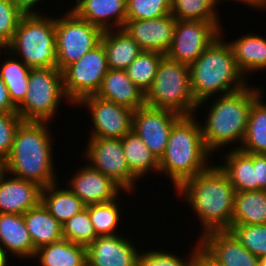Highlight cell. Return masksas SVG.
<instances>
[{
  "label": "cell",
  "instance_id": "cell-1",
  "mask_svg": "<svg viewBox=\"0 0 266 266\" xmlns=\"http://www.w3.org/2000/svg\"><path fill=\"white\" fill-rule=\"evenodd\" d=\"M199 218L201 234L229 230L232 225L235 188L218 165H211L195 177L184 180L175 190Z\"/></svg>",
  "mask_w": 266,
  "mask_h": 266
},
{
  "label": "cell",
  "instance_id": "cell-2",
  "mask_svg": "<svg viewBox=\"0 0 266 266\" xmlns=\"http://www.w3.org/2000/svg\"><path fill=\"white\" fill-rule=\"evenodd\" d=\"M49 122L22 121L18 126L11 151L3 162L8 175L45 188L59 182L53 158V140Z\"/></svg>",
  "mask_w": 266,
  "mask_h": 266
},
{
  "label": "cell",
  "instance_id": "cell-3",
  "mask_svg": "<svg viewBox=\"0 0 266 266\" xmlns=\"http://www.w3.org/2000/svg\"><path fill=\"white\" fill-rule=\"evenodd\" d=\"M222 32L224 31L189 65L190 88L198 103L196 112L214 96L236 92L250 82L238 68L233 50L228 41L224 40Z\"/></svg>",
  "mask_w": 266,
  "mask_h": 266
},
{
  "label": "cell",
  "instance_id": "cell-4",
  "mask_svg": "<svg viewBox=\"0 0 266 266\" xmlns=\"http://www.w3.org/2000/svg\"><path fill=\"white\" fill-rule=\"evenodd\" d=\"M264 92L262 87L246 86L233 93L214 96L200 123L207 149L213 154L225 147L239 149L244 139L253 101ZM239 143L232 148V144ZM230 144V145H229Z\"/></svg>",
  "mask_w": 266,
  "mask_h": 266
},
{
  "label": "cell",
  "instance_id": "cell-5",
  "mask_svg": "<svg viewBox=\"0 0 266 266\" xmlns=\"http://www.w3.org/2000/svg\"><path fill=\"white\" fill-rule=\"evenodd\" d=\"M196 116H182L172 126L164 154L159 159V174L167 175L175 189L213 164L210 157L214 155L205 145Z\"/></svg>",
  "mask_w": 266,
  "mask_h": 266
},
{
  "label": "cell",
  "instance_id": "cell-6",
  "mask_svg": "<svg viewBox=\"0 0 266 266\" xmlns=\"http://www.w3.org/2000/svg\"><path fill=\"white\" fill-rule=\"evenodd\" d=\"M7 50L30 68L56 67L55 17L24 14Z\"/></svg>",
  "mask_w": 266,
  "mask_h": 266
},
{
  "label": "cell",
  "instance_id": "cell-7",
  "mask_svg": "<svg viewBox=\"0 0 266 266\" xmlns=\"http://www.w3.org/2000/svg\"><path fill=\"white\" fill-rule=\"evenodd\" d=\"M145 103L149 107L168 109L181 116L195 115L198 103L190 88L189 65L164 55L155 80L145 94Z\"/></svg>",
  "mask_w": 266,
  "mask_h": 266
},
{
  "label": "cell",
  "instance_id": "cell-8",
  "mask_svg": "<svg viewBox=\"0 0 266 266\" xmlns=\"http://www.w3.org/2000/svg\"><path fill=\"white\" fill-rule=\"evenodd\" d=\"M62 99L73 106L63 90L62 71L56 67L31 68L27 93L17 113L23 121L50 123Z\"/></svg>",
  "mask_w": 266,
  "mask_h": 266
},
{
  "label": "cell",
  "instance_id": "cell-9",
  "mask_svg": "<svg viewBox=\"0 0 266 266\" xmlns=\"http://www.w3.org/2000/svg\"><path fill=\"white\" fill-rule=\"evenodd\" d=\"M102 30L79 18L71 9L55 16L56 68L62 71L100 43Z\"/></svg>",
  "mask_w": 266,
  "mask_h": 266
},
{
  "label": "cell",
  "instance_id": "cell-10",
  "mask_svg": "<svg viewBox=\"0 0 266 266\" xmlns=\"http://www.w3.org/2000/svg\"><path fill=\"white\" fill-rule=\"evenodd\" d=\"M108 70L106 53L100 42L62 70L63 90L68 101L74 106L82 98L95 95Z\"/></svg>",
  "mask_w": 266,
  "mask_h": 266
},
{
  "label": "cell",
  "instance_id": "cell-11",
  "mask_svg": "<svg viewBox=\"0 0 266 266\" xmlns=\"http://www.w3.org/2000/svg\"><path fill=\"white\" fill-rule=\"evenodd\" d=\"M86 147L82 154L91 168L110 178L123 193H136L140 180L129 170L121 139L89 137Z\"/></svg>",
  "mask_w": 266,
  "mask_h": 266
},
{
  "label": "cell",
  "instance_id": "cell-12",
  "mask_svg": "<svg viewBox=\"0 0 266 266\" xmlns=\"http://www.w3.org/2000/svg\"><path fill=\"white\" fill-rule=\"evenodd\" d=\"M222 21L176 20L169 59L190 65L221 35Z\"/></svg>",
  "mask_w": 266,
  "mask_h": 266
},
{
  "label": "cell",
  "instance_id": "cell-13",
  "mask_svg": "<svg viewBox=\"0 0 266 266\" xmlns=\"http://www.w3.org/2000/svg\"><path fill=\"white\" fill-rule=\"evenodd\" d=\"M82 105L89 110L93 124L89 137L122 139L132 130L134 111L130 108L95 95L86 96L75 104L77 108Z\"/></svg>",
  "mask_w": 266,
  "mask_h": 266
},
{
  "label": "cell",
  "instance_id": "cell-14",
  "mask_svg": "<svg viewBox=\"0 0 266 266\" xmlns=\"http://www.w3.org/2000/svg\"><path fill=\"white\" fill-rule=\"evenodd\" d=\"M181 117L168 109L144 105L133 112L132 131L159 160L164 154L172 126Z\"/></svg>",
  "mask_w": 266,
  "mask_h": 266
},
{
  "label": "cell",
  "instance_id": "cell-15",
  "mask_svg": "<svg viewBox=\"0 0 266 266\" xmlns=\"http://www.w3.org/2000/svg\"><path fill=\"white\" fill-rule=\"evenodd\" d=\"M200 249L218 266H258L259 258L250 253L230 230H213L197 238Z\"/></svg>",
  "mask_w": 266,
  "mask_h": 266
},
{
  "label": "cell",
  "instance_id": "cell-16",
  "mask_svg": "<svg viewBox=\"0 0 266 266\" xmlns=\"http://www.w3.org/2000/svg\"><path fill=\"white\" fill-rule=\"evenodd\" d=\"M68 180V189L75 194L82 203L103 204L111 202L120 196L123 190L110 178L88 164L76 170Z\"/></svg>",
  "mask_w": 266,
  "mask_h": 266
},
{
  "label": "cell",
  "instance_id": "cell-17",
  "mask_svg": "<svg viewBox=\"0 0 266 266\" xmlns=\"http://www.w3.org/2000/svg\"><path fill=\"white\" fill-rule=\"evenodd\" d=\"M125 237L119 234L95 238L87 246V266H138L140 249Z\"/></svg>",
  "mask_w": 266,
  "mask_h": 266
},
{
  "label": "cell",
  "instance_id": "cell-18",
  "mask_svg": "<svg viewBox=\"0 0 266 266\" xmlns=\"http://www.w3.org/2000/svg\"><path fill=\"white\" fill-rule=\"evenodd\" d=\"M175 25L176 19L169 14L155 19L126 20L123 29L142 50L165 55L171 47Z\"/></svg>",
  "mask_w": 266,
  "mask_h": 266
},
{
  "label": "cell",
  "instance_id": "cell-19",
  "mask_svg": "<svg viewBox=\"0 0 266 266\" xmlns=\"http://www.w3.org/2000/svg\"><path fill=\"white\" fill-rule=\"evenodd\" d=\"M7 174L0 173V213L25 214L41 202L42 187Z\"/></svg>",
  "mask_w": 266,
  "mask_h": 266
},
{
  "label": "cell",
  "instance_id": "cell-20",
  "mask_svg": "<svg viewBox=\"0 0 266 266\" xmlns=\"http://www.w3.org/2000/svg\"><path fill=\"white\" fill-rule=\"evenodd\" d=\"M74 4L70 8L79 18L102 31L123 29L126 23V0H76Z\"/></svg>",
  "mask_w": 266,
  "mask_h": 266
},
{
  "label": "cell",
  "instance_id": "cell-21",
  "mask_svg": "<svg viewBox=\"0 0 266 266\" xmlns=\"http://www.w3.org/2000/svg\"><path fill=\"white\" fill-rule=\"evenodd\" d=\"M95 96L133 111L146 105L145 93L131 81L125 70L109 69Z\"/></svg>",
  "mask_w": 266,
  "mask_h": 266
},
{
  "label": "cell",
  "instance_id": "cell-22",
  "mask_svg": "<svg viewBox=\"0 0 266 266\" xmlns=\"http://www.w3.org/2000/svg\"><path fill=\"white\" fill-rule=\"evenodd\" d=\"M0 248L7 256L11 254L18 259H34L36 249L23 214L0 213Z\"/></svg>",
  "mask_w": 266,
  "mask_h": 266
},
{
  "label": "cell",
  "instance_id": "cell-23",
  "mask_svg": "<svg viewBox=\"0 0 266 266\" xmlns=\"http://www.w3.org/2000/svg\"><path fill=\"white\" fill-rule=\"evenodd\" d=\"M233 50L236 64L242 74L249 79V74L266 70V38L250 32L228 42Z\"/></svg>",
  "mask_w": 266,
  "mask_h": 266
},
{
  "label": "cell",
  "instance_id": "cell-24",
  "mask_svg": "<svg viewBox=\"0 0 266 266\" xmlns=\"http://www.w3.org/2000/svg\"><path fill=\"white\" fill-rule=\"evenodd\" d=\"M227 150L228 152L222 156L225 158L224 161L218 166L226 174L235 191H258L254 154L245 153L240 149Z\"/></svg>",
  "mask_w": 266,
  "mask_h": 266
},
{
  "label": "cell",
  "instance_id": "cell-25",
  "mask_svg": "<svg viewBox=\"0 0 266 266\" xmlns=\"http://www.w3.org/2000/svg\"><path fill=\"white\" fill-rule=\"evenodd\" d=\"M109 69L126 70L143 51L124 29L106 30L100 39Z\"/></svg>",
  "mask_w": 266,
  "mask_h": 266
},
{
  "label": "cell",
  "instance_id": "cell-26",
  "mask_svg": "<svg viewBox=\"0 0 266 266\" xmlns=\"http://www.w3.org/2000/svg\"><path fill=\"white\" fill-rule=\"evenodd\" d=\"M23 217L36 250L63 239L62 225L49 213L42 202L29 209Z\"/></svg>",
  "mask_w": 266,
  "mask_h": 266
},
{
  "label": "cell",
  "instance_id": "cell-27",
  "mask_svg": "<svg viewBox=\"0 0 266 266\" xmlns=\"http://www.w3.org/2000/svg\"><path fill=\"white\" fill-rule=\"evenodd\" d=\"M34 258L40 266H87V247L61 239L38 248Z\"/></svg>",
  "mask_w": 266,
  "mask_h": 266
},
{
  "label": "cell",
  "instance_id": "cell-28",
  "mask_svg": "<svg viewBox=\"0 0 266 266\" xmlns=\"http://www.w3.org/2000/svg\"><path fill=\"white\" fill-rule=\"evenodd\" d=\"M121 140L129 170L139 180L149 173H159V160L135 132L131 130Z\"/></svg>",
  "mask_w": 266,
  "mask_h": 266
},
{
  "label": "cell",
  "instance_id": "cell-29",
  "mask_svg": "<svg viewBox=\"0 0 266 266\" xmlns=\"http://www.w3.org/2000/svg\"><path fill=\"white\" fill-rule=\"evenodd\" d=\"M60 187L56 182L42 188L41 202L49 213L63 225L72 216L83 210L85 205L67 187Z\"/></svg>",
  "mask_w": 266,
  "mask_h": 266
},
{
  "label": "cell",
  "instance_id": "cell-30",
  "mask_svg": "<svg viewBox=\"0 0 266 266\" xmlns=\"http://www.w3.org/2000/svg\"><path fill=\"white\" fill-rule=\"evenodd\" d=\"M262 92L252 103L240 150L245 153L266 154V102Z\"/></svg>",
  "mask_w": 266,
  "mask_h": 266
},
{
  "label": "cell",
  "instance_id": "cell-31",
  "mask_svg": "<svg viewBox=\"0 0 266 266\" xmlns=\"http://www.w3.org/2000/svg\"><path fill=\"white\" fill-rule=\"evenodd\" d=\"M232 224H266V191L236 192Z\"/></svg>",
  "mask_w": 266,
  "mask_h": 266
},
{
  "label": "cell",
  "instance_id": "cell-32",
  "mask_svg": "<svg viewBox=\"0 0 266 266\" xmlns=\"http://www.w3.org/2000/svg\"><path fill=\"white\" fill-rule=\"evenodd\" d=\"M1 51L6 53L7 58L1 62L0 77L7 87L12 103L17 107L27 93L31 68L7 49H0V53Z\"/></svg>",
  "mask_w": 266,
  "mask_h": 266
},
{
  "label": "cell",
  "instance_id": "cell-33",
  "mask_svg": "<svg viewBox=\"0 0 266 266\" xmlns=\"http://www.w3.org/2000/svg\"><path fill=\"white\" fill-rule=\"evenodd\" d=\"M221 0H172L171 15L176 20L221 21Z\"/></svg>",
  "mask_w": 266,
  "mask_h": 266
},
{
  "label": "cell",
  "instance_id": "cell-34",
  "mask_svg": "<svg viewBox=\"0 0 266 266\" xmlns=\"http://www.w3.org/2000/svg\"><path fill=\"white\" fill-rule=\"evenodd\" d=\"M118 200L121 199L118 197L108 203L85 206L88 210L97 236H112L121 234L118 233V231H120V229L118 230V226L120 225L121 220L122 205Z\"/></svg>",
  "mask_w": 266,
  "mask_h": 266
},
{
  "label": "cell",
  "instance_id": "cell-35",
  "mask_svg": "<svg viewBox=\"0 0 266 266\" xmlns=\"http://www.w3.org/2000/svg\"><path fill=\"white\" fill-rule=\"evenodd\" d=\"M163 53L143 50L125 70L131 81L145 94L155 80Z\"/></svg>",
  "mask_w": 266,
  "mask_h": 266
},
{
  "label": "cell",
  "instance_id": "cell-36",
  "mask_svg": "<svg viewBox=\"0 0 266 266\" xmlns=\"http://www.w3.org/2000/svg\"><path fill=\"white\" fill-rule=\"evenodd\" d=\"M229 230L250 253L266 257V224H232Z\"/></svg>",
  "mask_w": 266,
  "mask_h": 266
},
{
  "label": "cell",
  "instance_id": "cell-37",
  "mask_svg": "<svg viewBox=\"0 0 266 266\" xmlns=\"http://www.w3.org/2000/svg\"><path fill=\"white\" fill-rule=\"evenodd\" d=\"M62 227L63 239L86 247L98 237L86 207L67 220Z\"/></svg>",
  "mask_w": 266,
  "mask_h": 266
},
{
  "label": "cell",
  "instance_id": "cell-38",
  "mask_svg": "<svg viewBox=\"0 0 266 266\" xmlns=\"http://www.w3.org/2000/svg\"><path fill=\"white\" fill-rule=\"evenodd\" d=\"M172 0H126V20L155 19L171 14Z\"/></svg>",
  "mask_w": 266,
  "mask_h": 266
},
{
  "label": "cell",
  "instance_id": "cell-39",
  "mask_svg": "<svg viewBox=\"0 0 266 266\" xmlns=\"http://www.w3.org/2000/svg\"><path fill=\"white\" fill-rule=\"evenodd\" d=\"M195 242L189 256L185 255L188 259L173 252L160 251L159 248L156 251L146 249L147 251H141L139 254L138 266H190L194 254L200 249L199 240Z\"/></svg>",
  "mask_w": 266,
  "mask_h": 266
},
{
  "label": "cell",
  "instance_id": "cell-40",
  "mask_svg": "<svg viewBox=\"0 0 266 266\" xmlns=\"http://www.w3.org/2000/svg\"><path fill=\"white\" fill-rule=\"evenodd\" d=\"M23 15L10 0H0V49H7Z\"/></svg>",
  "mask_w": 266,
  "mask_h": 266
},
{
  "label": "cell",
  "instance_id": "cell-41",
  "mask_svg": "<svg viewBox=\"0 0 266 266\" xmlns=\"http://www.w3.org/2000/svg\"><path fill=\"white\" fill-rule=\"evenodd\" d=\"M23 120L18 113H0V160L9 155L15 132Z\"/></svg>",
  "mask_w": 266,
  "mask_h": 266
},
{
  "label": "cell",
  "instance_id": "cell-42",
  "mask_svg": "<svg viewBox=\"0 0 266 266\" xmlns=\"http://www.w3.org/2000/svg\"><path fill=\"white\" fill-rule=\"evenodd\" d=\"M254 168L258 190L266 191V154H254Z\"/></svg>",
  "mask_w": 266,
  "mask_h": 266
},
{
  "label": "cell",
  "instance_id": "cell-43",
  "mask_svg": "<svg viewBox=\"0 0 266 266\" xmlns=\"http://www.w3.org/2000/svg\"><path fill=\"white\" fill-rule=\"evenodd\" d=\"M0 113H17V107L12 103L7 87L0 77Z\"/></svg>",
  "mask_w": 266,
  "mask_h": 266
},
{
  "label": "cell",
  "instance_id": "cell-44",
  "mask_svg": "<svg viewBox=\"0 0 266 266\" xmlns=\"http://www.w3.org/2000/svg\"><path fill=\"white\" fill-rule=\"evenodd\" d=\"M23 14H40L36 9L44 0H10Z\"/></svg>",
  "mask_w": 266,
  "mask_h": 266
},
{
  "label": "cell",
  "instance_id": "cell-45",
  "mask_svg": "<svg viewBox=\"0 0 266 266\" xmlns=\"http://www.w3.org/2000/svg\"><path fill=\"white\" fill-rule=\"evenodd\" d=\"M190 266H218L209 256L199 249L193 256Z\"/></svg>",
  "mask_w": 266,
  "mask_h": 266
},
{
  "label": "cell",
  "instance_id": "cell-46",
  "mask_svg": "<svg viewBox=\"0 0 266 266\" xmlns=\"http://www.w3.org/2000/svg\"><path fill=\"white\" fill-rule=\"evenodd\" d=\"M225 0H221L223 2ZM226 1H238L239 3H242L243 5H248L250 8H253L260 0H226Z\"/></svg>",
  "mask_w": 266,
  "mask_h": 266
},
{
  "label": "cell",
  "instance_id": "cell-47",
  "mask_svg": "<svg viewBox=\"0 0 266 266\" xmlns=\"http://www.w3.org/2000/svg\"><path fill=\"white\" fill-rule=\"evenodd\" d=\"M7 254L0 248V266H10Z\"/></svg>",
  "mask_w": 266,
  "mask_h": 266
},
{
  "label": "cell",
  "instance_id": "cell-48",
  "mask_svg": "<svg viewBox=\"0 0 266 266\" xmlns=\"http://www.w3.org/2000/svg\"><path fill=\"white\" fill-rule=\"evenodd\" d=\"M259 8V9H258ZM253 9H258L259 10H266V0H260L254 7Z\"/></svg>",
  "mask_w": 266,
  "mask_h": 266
},
{
  "label": "cell",
  "instance_id": "cell-49",
  "mask_svg": "<svg viewBox=\"0 0 266 266\" xmlns=\"http://www.w3.org/2000/svg\"><path fill=\"white\" fill-rule=\"evenodd\" d=\"M258 266H266V257L259 258V264Z\"/></svg>",
  "mask_w": 266,
  "mask_h": 266
},
{
  "label": "cell",
  "instance_id": "cell-50",
  "mask_svg": "<svg viewBox=\"0 0 266 266\" xmlns=\"http://www.w3.org/2000/svg\"><path fill=\"white\" fill-rule=\"evenodd\" d=\"M4 170L3 168V161L0 160V173Z\"/></svg>",
  "mask_w": 266,
  "mask_h": 266
}]
</instances>
